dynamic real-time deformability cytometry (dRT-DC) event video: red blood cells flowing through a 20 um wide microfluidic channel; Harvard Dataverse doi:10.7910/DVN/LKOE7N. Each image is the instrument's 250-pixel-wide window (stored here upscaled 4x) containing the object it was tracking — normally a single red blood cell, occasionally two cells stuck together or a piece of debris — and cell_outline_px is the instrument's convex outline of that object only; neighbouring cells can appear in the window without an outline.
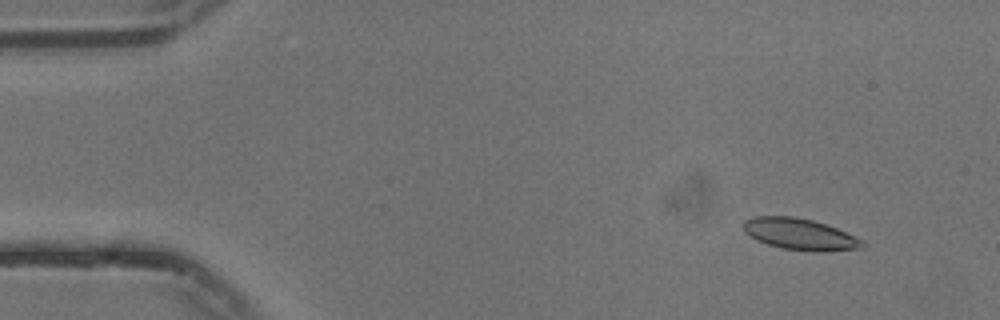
{"species": "common noctule bat (a hibernating species)", "species_latin": "Nyctalus noctula", "temperature_condition": "cold", "stored_images_in_passage": 51, "camera_frame_rate_fps": 3000, "um_per_image_px": 0.085, "animal": {"sex": "male", "body_mass_g": 13.3}, "frame": {"image": 1, "passage_image": 2, "time_ms": 0.333, "image_size_px": [1000, 320], "cell_outline_px": [[868, 244], [864, 248], [824, 252], [816, 252], [784, 248], [768, 244], [756, 240], [744, 232], [744, 220], [752, 216], [792, 216], [812, 220], [836, 228], [864, 240]], "centroid_in_image_um": [68.03, 19.91], "position_along_channel_um": 17.0, "area_um2": 21.91}}
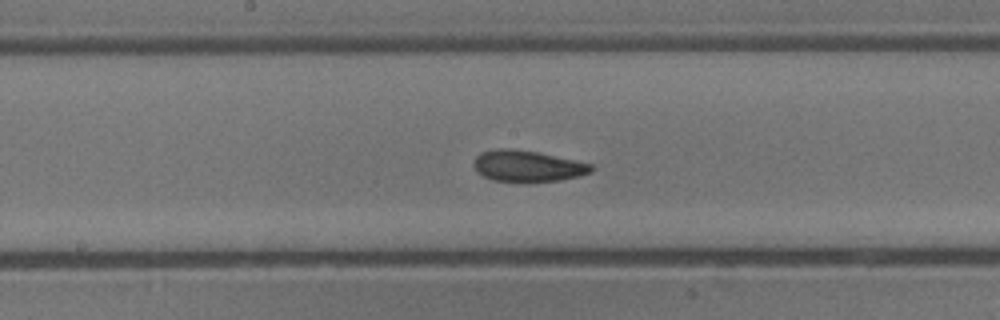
{"frame": {"image": 2, "passage_image": 25, "time_ms": 8.0, "image_size_px": [1000, 320], "cell_outline_px": [[596, 168], [592, 172], [580, 176], [560, 180], [532, 184], [528, 184], [492, 180], [476, 172], [472, 164], [476, 156], [480, 152], [500, 148], [508, 148], [536, 152], [592, 164]], "centroid_in_image_um": [44.83, 14.16], "position_along_channel_um": 203.4, "area_um2": 22.02}}
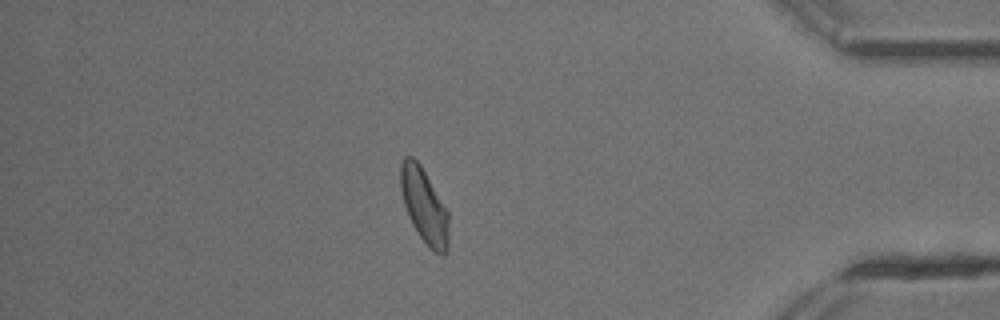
{"frame": {"image": 3, "passage_image": 44, "time_ms": 14.333, "image_size_px": [1000, 320], "cell_outline_px": [[448, 252], [444, 256], [436, 252], [420, 236], [412, 224], [408, 216], [404, 204], [400, 188], [400, 164], [404, 156], [412, 156], [420, 164], [448, 212]], "centroid_in_image_um": [36.04, 17.47], "position_along_channel_um": 399.2, "area_um2": 20.69}, "authors_computed_cell_mechanics": {"area_um2": 21.5016, "velocity_mm_per_s": 3.733, "shape_relaxation_time_tau1_ms": 3.9894, "shape_relaxation_time_tau2_ms": 2.8204, "deformation_change_tau1": 0.1109, "deformation_change_tau2": 0.0731}}